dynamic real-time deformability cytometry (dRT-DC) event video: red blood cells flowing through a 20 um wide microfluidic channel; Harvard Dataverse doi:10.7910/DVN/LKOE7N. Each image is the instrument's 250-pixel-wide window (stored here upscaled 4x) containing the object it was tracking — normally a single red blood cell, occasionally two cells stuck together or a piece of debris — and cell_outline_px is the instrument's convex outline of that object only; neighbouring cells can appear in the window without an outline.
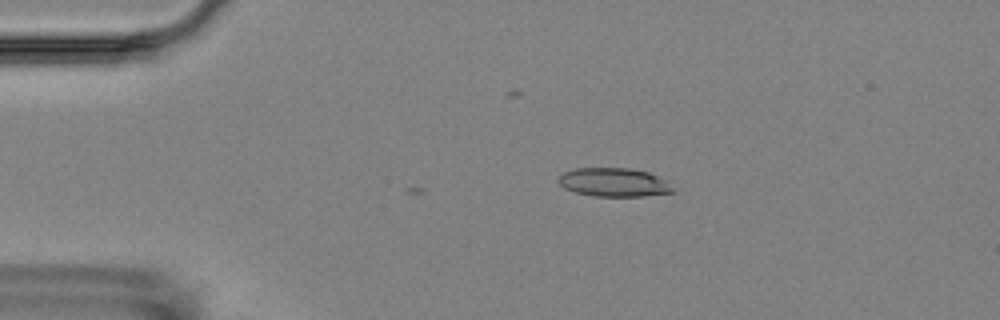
{"species": "Egyptian fruit bat (a non-hibernating species)", "species_latin": "Rousettus aegyptiacus", "temperature_condition": "room temperature", "stored_images_in_passage": 2, "camera_frame_rate_fps": 3000, "um_per_image_px": 0.085, "animal": {"sex": "female"}, "frame": {"image": 1, "passage_image": 1, "time_ms": 0.0, "image_size_px": [1000, 320], "cell_outline_px": [[676, 192], [644, 196], [592, 196], [576, 192], [564, 188], [556, 180], [564, 172], [576, 168], [628, 168], [648, 172], [672, 180], [676, 188]], "centroid_in_image_um": [52.3, 15.5], "position_along_channel_um": 32.7, "area_um2": 19.59}}